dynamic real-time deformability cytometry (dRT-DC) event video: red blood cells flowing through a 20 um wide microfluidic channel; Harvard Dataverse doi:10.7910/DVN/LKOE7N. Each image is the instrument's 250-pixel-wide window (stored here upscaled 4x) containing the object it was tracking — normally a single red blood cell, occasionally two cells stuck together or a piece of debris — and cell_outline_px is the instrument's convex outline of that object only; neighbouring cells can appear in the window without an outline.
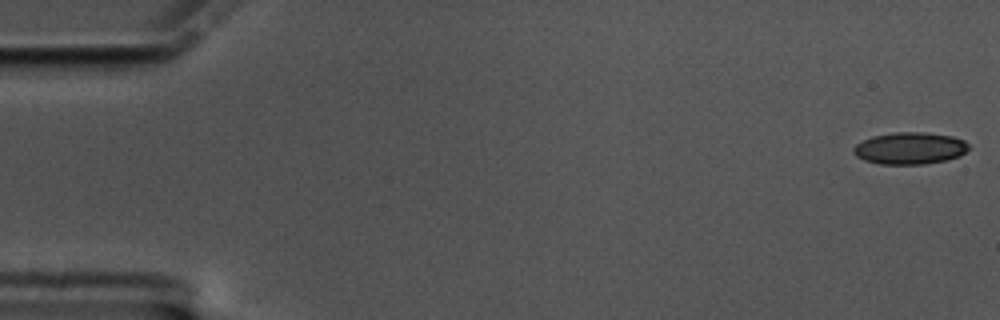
{"species": "common noctule bat (a hibernating species)", "species_latin": "Nyctalus noctula", "temperature_condition": "cold", "stored_images_in_passage": 59, "camera_frame_rate_fps": 3000, "um_per_image_px": 0.085, "animal": {"sex": "male", "body_mass_g": 17.5, "forearm_length_mm": 52.3}, "frame": {"image": 1, "passage_image": 1, "time_ms": 0.0, "image_size_px": [1000, 320], "cell_outline_px": [[968, 148], [960, 156], [948, 160], [924, 164], [880, 164], [864, 160], [856, 156], [852, 152], [852, 148], [856, 144], [872, 136], [892, 132], [924, 132], [952, 136], [964, 140], [968, 144]], "centroid_in_image_um": [77.32, 12.6], "position_along_channel_um": 7.7, "area_um2": 21.56}}
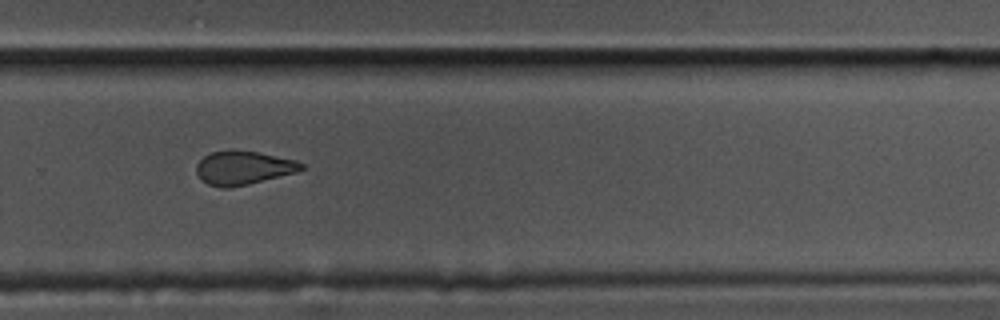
{"frame": {"image": 2, "passage_image": 40, "time_ms": 13.0, "image_size_px": [1000, 320], "cell_outline_px": [[308, 168], [296, 172], [248, 184], [228, 188], [224, 188], [208, 184], [200, 180], [196, 172], [196, 164], [204, 156], [212, 152], [260, 152], [296, 160], [304, 164]], "centroid_in_image_um": [20.71, 14.29], "position_along_channel_um": 309.1, "area_um2": 20.29}}
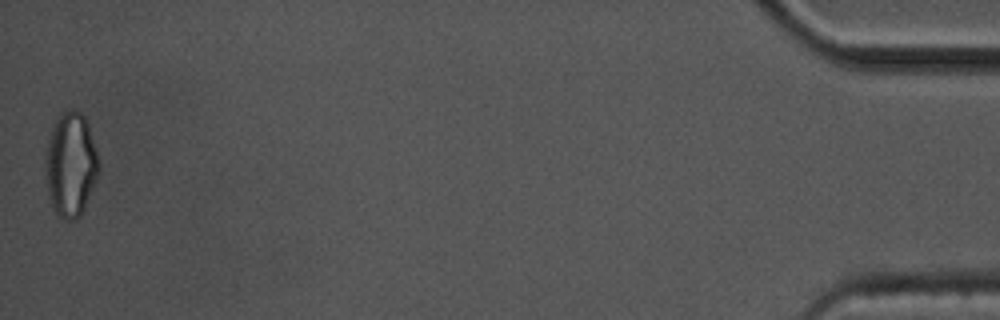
{"frame": {"image": 3, "passage_image": 59, "time_ms": 19.333, "image_size_px": [1000, 320], "cell_outline_px": [[100, 172], [84, 208], [80, 216], [76, 220], [64, 220], [56, 216], [48, 192], [44, 168], [44, 160], [48, 140], [52, 128], [60, 112], [72, 108], [80, 112], [84, 116], [88, 124], [96, 148], [100, 164]], "centroid_in_image_um": [6.01, 13.99], "position_along_channel_um": 429.2, "area_um2": 32.89}, "authors_computed_cell_mechanics": {"area_um2": 21.5594, "velocity_mm_per_s": 3.3873, "shape_relaxation_time_tau1_ms": 4.6221, "shape_relaxation_time_tau2_ms": 3.4731, "deformation_change_tau1": 0.1072, "deformation_change_tau2": 0.0974}}